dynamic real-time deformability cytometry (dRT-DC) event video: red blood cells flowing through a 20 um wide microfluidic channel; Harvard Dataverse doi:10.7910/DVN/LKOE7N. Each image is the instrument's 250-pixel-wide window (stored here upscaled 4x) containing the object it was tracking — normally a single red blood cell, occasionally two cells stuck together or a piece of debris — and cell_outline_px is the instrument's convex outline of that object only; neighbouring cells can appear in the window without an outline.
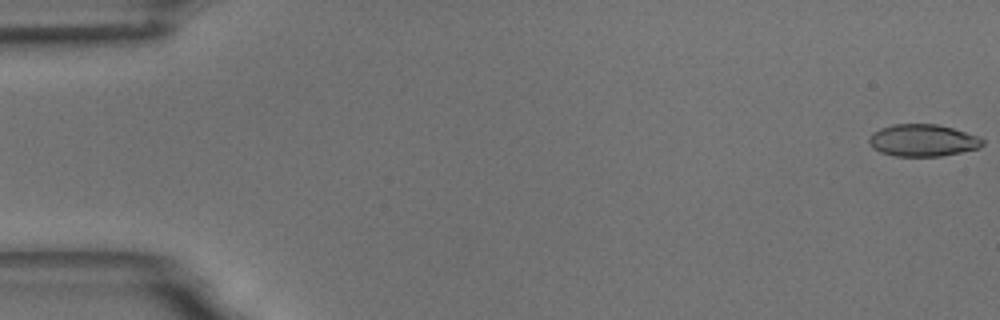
{"species": "common noctule bat (a hibernating species)", "species_latin": "Nyctalus noctula", "temperature_condition": "room temperature", "stored_images_in_passage": 56, "camera_frame_rate_fps": 3000, "um_per_image_px": 0.085, "animal": {"sex": "male", "body_mass_g": 18.8}, "frame": {"image": 1, "passage_image": 1, "time_ms": 0.0, "image_size_px": [1000, 320], "cell_outline_px": [[984, 144], [980, 148], [940, 156], [892, 156], [880, 152], [872, 148], [868, 140], [872, 132], [880, 128], [892, 124], [936, 124], [952, 128], [980, 136], [984, 140]], "centroid_in_image_um": [78.43, 11.93], "position_along_channel_um": 6.6, "area_um2": 21.39}}
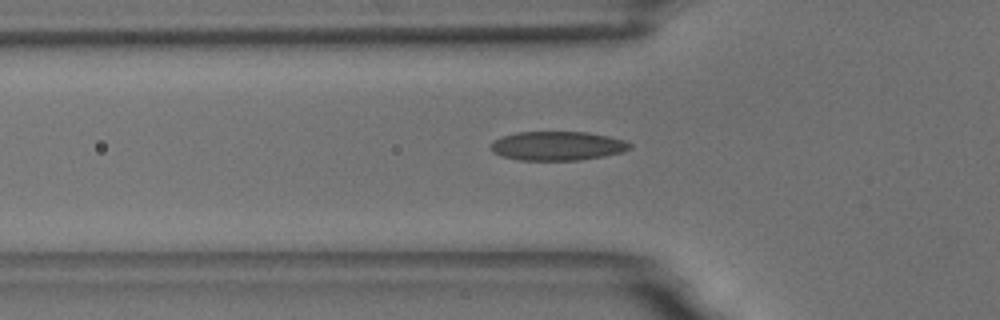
{"frame": {"image": 2, "passage_image": 19, "time_ms": 6.0, "image_size_px": [1000, 320], "cell_outline_px": [[632, 148], [624, 152], [604, 156], [580, 160], [520, 160], [500, 156], [492, 152], [492, 140], [500, 136], [516, 132], [588, 132], [608, 136], [624, 140], [632, 144]], "centroid_in_image_um": [47.38, 12.4], "position_along_channel_um": 78.4, "area_um2": 23.76}}
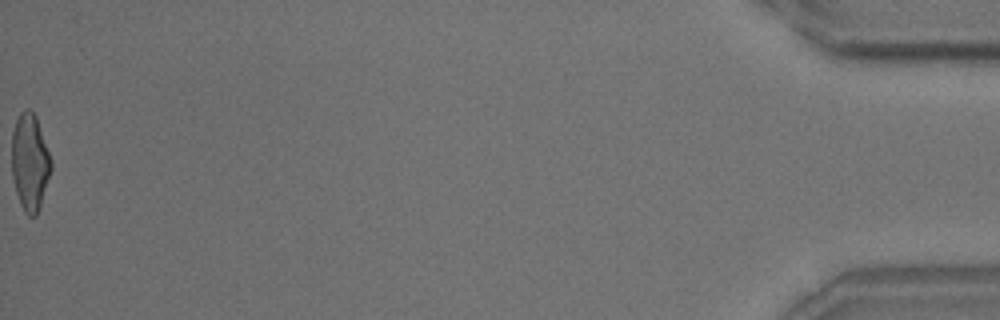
{"frame": {"image": 3, "passage_image": 56, "time_ms": 18.333, "image_size_px": [1000, 320], "cell_outline_px": [[52, 168], [36, 216], [28, 216], [24, 212], [20, 204], [16, 192], [12, 176], [12, 132], [16, 120], [20, 112], [24, 108], [28, 108], [36, 116], [52, 160]], "centroid_in_image_um": [2.53, 13.76], "position_along_channel_um": 432.7, "area_um2": 22.2}, "authors_computed_cell_mechanics": {"area_um2": 22.4842, "velocity_mm_per_s": 3.6802, "shape_relaxation_time_tau1_ms": 7.2926, "shape_relaxation_time_tau2_ms": 1.2457, "deformation_change_tau1": 0.2173, "deformation_change_tau2": 0.0858}}